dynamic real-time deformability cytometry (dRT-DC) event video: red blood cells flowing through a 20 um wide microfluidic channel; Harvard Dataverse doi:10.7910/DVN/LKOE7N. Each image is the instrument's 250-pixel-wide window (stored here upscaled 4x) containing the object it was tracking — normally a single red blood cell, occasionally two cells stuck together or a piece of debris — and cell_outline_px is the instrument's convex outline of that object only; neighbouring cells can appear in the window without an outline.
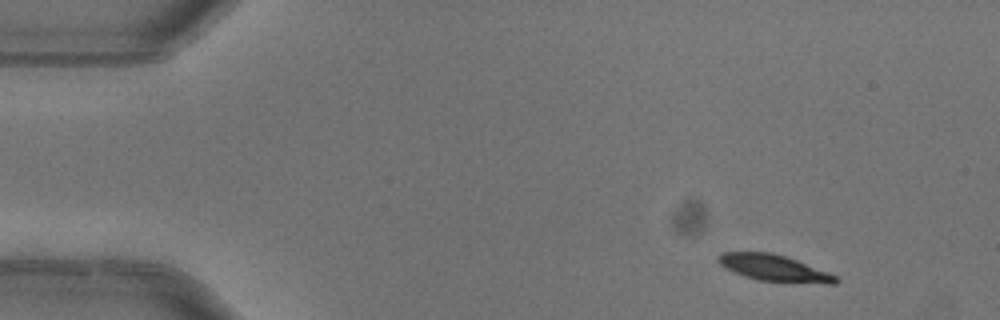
{"species": "common noctule bat (a hibernating species)", "species_latin": "Nyctalus noctula", "temperature_condition": "warm", "stored_images_in_passage": 4, "camera_frame_rate_fps": 3000, "um_per_image_px": 0.085, "animal": {"sex": "female"}, "frame": {"image": 1, "passage_image": 1, "time_ms": 0.0, "image_size_px": [1000, 320], "cell_outline_px": [[840, 280], [836, 284], [828, 284], [760, 280], [744, 276], [724, 268], [716, 260], [716, 256], [720, 252], [772, 252], [796, 260], [828, 272], [836, 276]], "centroid_in_image_um": [65.76, 22.77], "position_along_channel_um": 19.2, "area_um2": 18.03}}
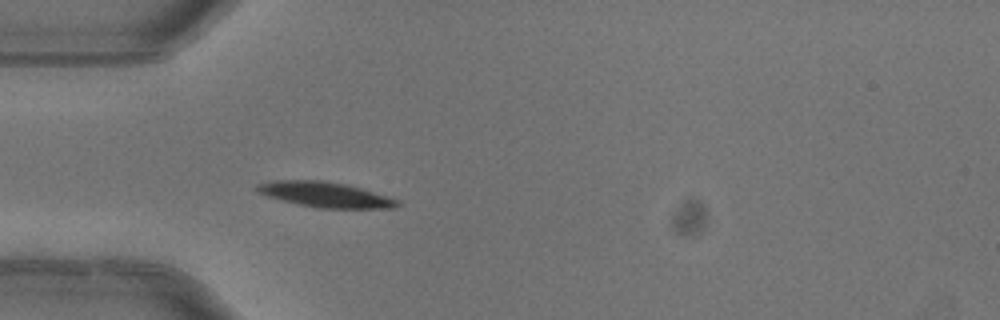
{"frame": {"image": 2, "passage_image": 4, "time_ms": 1.0, "image_size_px": [1000, 320], "cell_outline_px": [[400, 204], [396, 208], [316, 208], [268, 196], [256, 192], [256, 184], [272, 180], [320, 180], [344, 184], [360, 188], [400, 200]], "centroid_in_image_um": [27.64, 16.54], "position_along_channel_um": 57.4, "area_um2": 20.46}}